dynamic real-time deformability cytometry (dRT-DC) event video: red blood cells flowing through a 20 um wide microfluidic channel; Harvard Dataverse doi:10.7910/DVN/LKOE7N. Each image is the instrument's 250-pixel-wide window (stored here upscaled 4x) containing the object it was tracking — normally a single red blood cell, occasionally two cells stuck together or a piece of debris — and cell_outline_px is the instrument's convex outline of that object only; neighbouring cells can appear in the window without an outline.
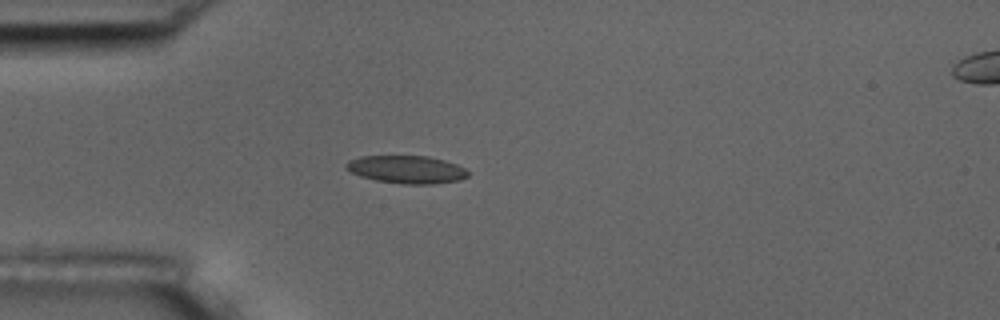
{"species": "common noctule bat (a hibernating species)", "species_latin": "Nyctalus noctula", "temperature_condition": "room temperature", "stored_images_in_passage": 2, "camera_frame_rate_fps": 3000, "um_per_image_px": 0.085, "animal": {"sex": "male", "body_mass_g": 17.5, "forearm_length_mm": 52.3}, "frame": {"image": 1, "passage_image": 2, "time_ms": 1.0, "image_size_px": [1000, 320], "cell_outline_px": [[468, 176], [460, 180], [432, 184], [404, 184], [376, 180], [360, 176], [344, 168], [344, 164], [348, 160], [360, 156], [428, 156], [444, 160], [456, 164], [464, 168], [468, 172]], "centroid_in_image_um": [34.54, 14.4], "position_along_channel_um": 50.5, "area_um2": 19.77}}